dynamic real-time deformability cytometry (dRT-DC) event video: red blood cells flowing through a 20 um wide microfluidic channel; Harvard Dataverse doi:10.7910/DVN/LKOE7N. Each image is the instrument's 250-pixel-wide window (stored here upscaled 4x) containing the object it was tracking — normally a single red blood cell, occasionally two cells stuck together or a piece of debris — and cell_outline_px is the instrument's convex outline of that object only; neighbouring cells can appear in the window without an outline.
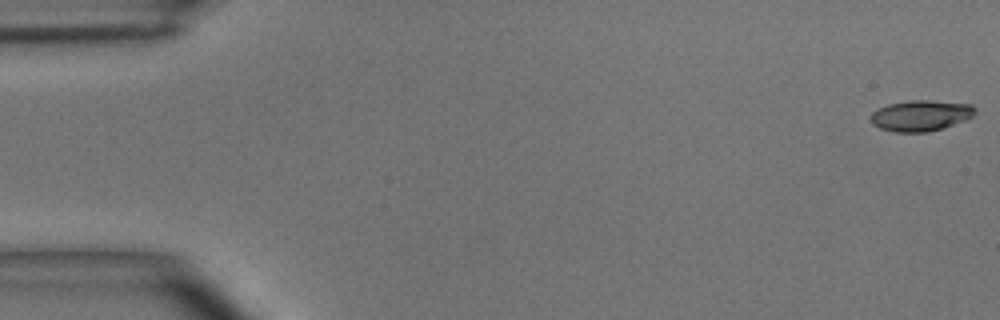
{"species": "common noctule bat (a hibernating species)", "species_latin": "Nyctalus noctula", "temperature_condition": "room temperature", "stored_images_in_passage": 51, "camera_frame_rate_fps": 3000, "um_per_image_px": 0.085, "animal": {"sex": "male", "body_mass_g": 15.6}, "frame": {"image": 1, "passage_image": 1, "time_ms": 0.0, "image_size_px": [1000, 320], "cell_outline_px": [[976, 112], [972, 116], [964, 120], [928, 132], [896, 132], [880, 128], [872, 124], [872, 112], [888, 104], [908, 100], [928, 100], [972, 104], [976, 108]], "centroid_in_image_um": [78.27, 9.81], "position_along_channel_um": 6.7, "area_um2": 18.55}}
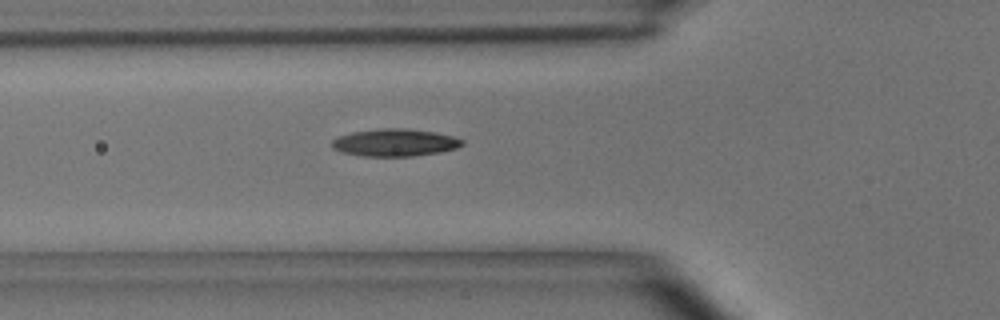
{"frame": {"image": 2, "passage_image": 18, "time_ms": 5.667, "image_size_px": [1000, 320], "cell_outline_px": [[464, 144], [456, 148], [440, 152], [412, 156], [360, 156], [340, 152], [332, 148], [332, 140], [340, 136], [352, 132], [376, 128], [408, 128], [436, 132], [452, 136], [464, 140]], "centroid_in_image_um": [33.55, 12.11], "position_along_channel_um": 92.2, "area_um2": 20.98}}
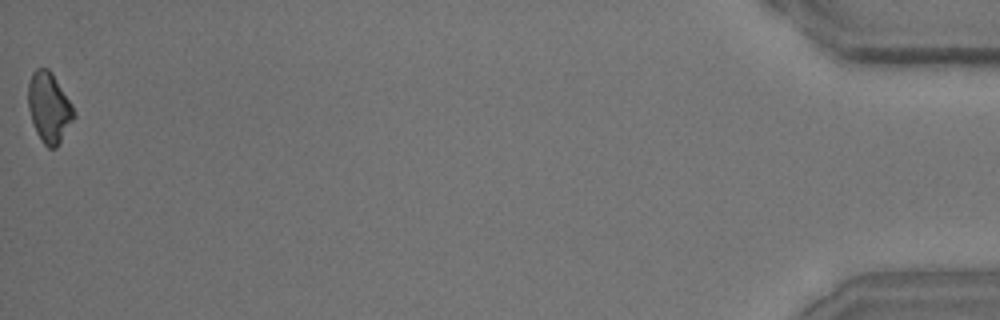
{"frame": {"image": 3, "passage_image": 51, "time_ms": 16.667, "image_size_px": [1000, 320], "cell_outline_px": [[76, 116], [56, 148], [48, 148], [40, 140], [36, 132], [28, 108], [28, 84], [32, 72], [36, 68], [48, 68], [52, 72], [72, 104], [76, 112]], "centroid_in_image_um": [4.17, 9.13], "position_along_channel_um": 431.0, "area_um2": 18.79}, "authors_computed_cell_mechanics": {"area_um2": 19.2474, "velocity_mm_per_s": 3.9407, "shape_relaxation_time_tau1_ms": 6.6962, "shape_relaxation_time_tau2_ms": 6.6059, "deformation_change_tau1": 0.1811, "deformation_change_tau2": 0.1501}}